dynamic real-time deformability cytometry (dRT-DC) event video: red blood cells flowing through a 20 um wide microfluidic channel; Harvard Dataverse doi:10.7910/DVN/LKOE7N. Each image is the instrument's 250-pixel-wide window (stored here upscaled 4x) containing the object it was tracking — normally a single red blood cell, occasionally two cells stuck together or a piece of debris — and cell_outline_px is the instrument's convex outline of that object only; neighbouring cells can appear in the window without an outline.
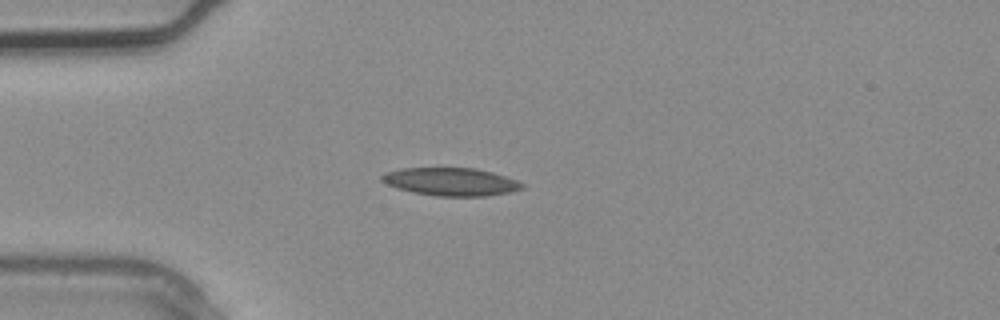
{"species": "common noctule bat (a hibernating species)", "species_latin": "Nyctalus noctula", "temperature_condition": "warm", "stored_images_in_passage": 1, "camera_frame_rate_fps": 3000, "um_per_image_px": 0.085, "animal": {"sex": "male", "body_mass_g": 20.4}, "frame": {"image": 1, "passage_image": 1, "time_ms": 0.0, "image_size_px": [1000, 320], "cell_outline_px": [[524, 188], [512, 192], [488, 196], [436, 196], [412, 192], [396, 188], [380, 180], [380, 176], [384, 172], [400, 168], [476, 168], [492, 172], [516, 180], [524, 184]], "centroid_in_image_um": [38.31, 15.45], "position_along_channel_um": 46.7, "area_um2": 23.0}}